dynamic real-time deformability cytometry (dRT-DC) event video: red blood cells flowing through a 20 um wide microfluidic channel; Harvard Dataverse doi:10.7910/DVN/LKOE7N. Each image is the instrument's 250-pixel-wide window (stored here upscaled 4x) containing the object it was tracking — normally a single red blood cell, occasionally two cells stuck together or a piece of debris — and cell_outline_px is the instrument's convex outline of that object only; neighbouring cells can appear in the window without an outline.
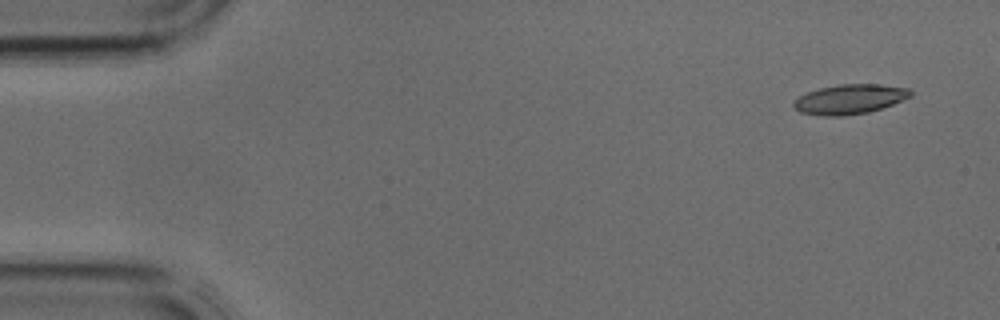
{"species": "common noctule bat (a hibernating species)", "species_latin": "Nyctalus noctula", "temperature_condition": "cold", "stored_images_in_passage": 4, "camera_frame_rate_fps": 3000, "um_per_image_px": 0.085, "animal": {"sex": "male", "body_mass_g": 17.9, "forearm_length_mm": 54.2}, "frame": {"image": 1, "passage_image": 1, "time_ms": 0.0, "image_size_px": [1000, 320], "cell_outline_px": [[912, 96], [892, 104], [868, 112], [844, 116], [820, 116], [800, 112], [792, 108], [792, 104], [800, 96], [808, 92], [820, 88], [840, 84], [880, 84], [908, 88], [912, 92]], "centroid_in_image_um": [72.21, 8.44], "position_along_channel_um": 12.8, "area_um2": 20.17}}